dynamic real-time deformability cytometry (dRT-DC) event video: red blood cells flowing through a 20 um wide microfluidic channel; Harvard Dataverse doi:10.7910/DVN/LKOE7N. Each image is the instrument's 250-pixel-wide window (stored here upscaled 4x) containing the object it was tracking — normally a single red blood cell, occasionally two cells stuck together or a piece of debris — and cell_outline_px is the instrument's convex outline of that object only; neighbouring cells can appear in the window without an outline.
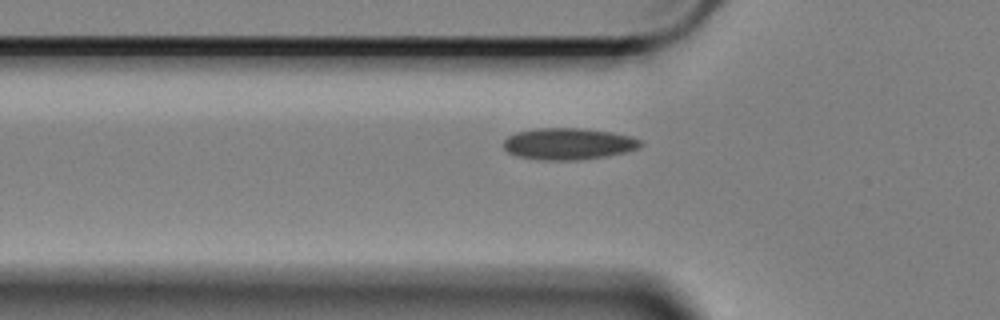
{"species": "Egyptian fruit bat (a non-hibernating species)", "species_latin": "Rousettus aegyptiacus", "temperature_condition": "cold", "stored_images_in_passage": 43, "camera_frame_rate_fps": 3000, "um_per_image_px": 0.085, "animal": {"sex": "female"}, "frame": {"image": 1, "passage_image": 4, "time_ms": 1.0, "image_size_px": [1000, 320], "cell_outline_px": [[644, 144], [636, 148], [624, 152], [608, 156], [580, 160], [544, 160], [516, 156], [508, 152], [504, 148], [504, 140], [508, 136], [516, 132], [536, 128], [580, 128], [612, 132], [632, 136], [640, 140]], "centroid_in_image_um": [48.31, 12.22], "position_along_channel_um": 77.5, "area_um2": 25.32}}
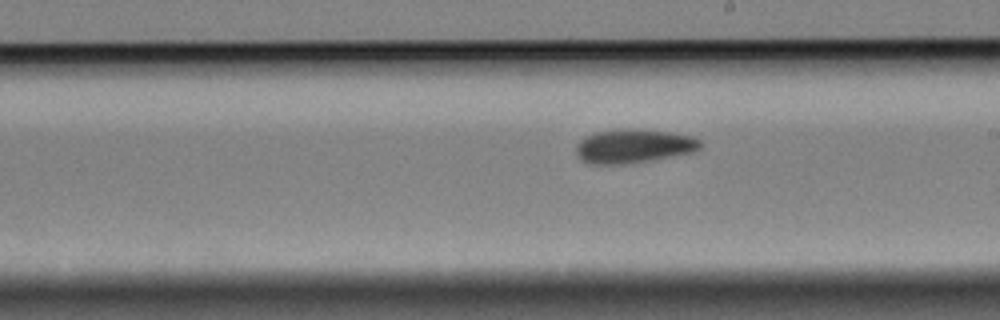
{"frame": {"image": 2, "passage_image": 18, "time_ms": 5.667, "image_size_px": [1000, 320], "cell_outline_px": [[700, 148], [696, 152], [624, 164], [588, 164], [580, 160], [576, 152], [576, 144], [584, 136], [596, 132], [620, 128], [636, 128], [668, 132], [692, 136], [700, 140]], "centroid_in_image_um": [53.82, 12.41], "position_along_channel_um": 235.2, "area_um2": 24.74}}
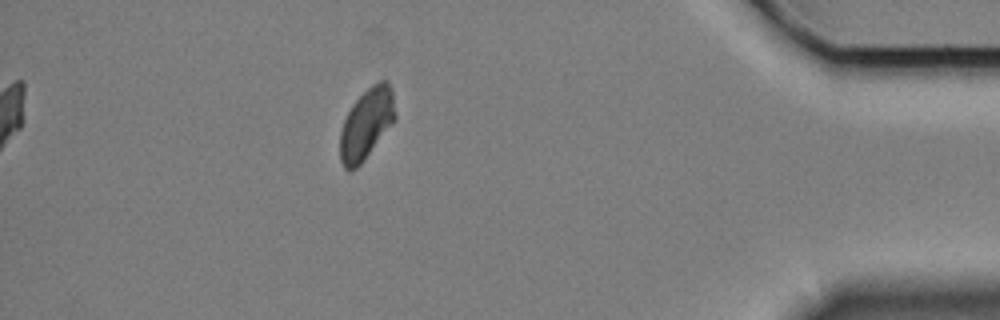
{"frame": {"image": 3, "passage_image": 37, "time_ms": 12.0, "image_size_px": [1000, 320], "cell_outline_px": [[396, 120], [360, 164], [356, 168], [348, 172], [344, 168], [340, 160], [340, 132], [344, 120], [352, 104], [372, 84], [380, 80], [388, 80], [392, 88], [396, 116]], "centroid_in_image_um": [31.16, 10.51], "position_along_channel_um": 404.0, "area_um2": 22.77}}